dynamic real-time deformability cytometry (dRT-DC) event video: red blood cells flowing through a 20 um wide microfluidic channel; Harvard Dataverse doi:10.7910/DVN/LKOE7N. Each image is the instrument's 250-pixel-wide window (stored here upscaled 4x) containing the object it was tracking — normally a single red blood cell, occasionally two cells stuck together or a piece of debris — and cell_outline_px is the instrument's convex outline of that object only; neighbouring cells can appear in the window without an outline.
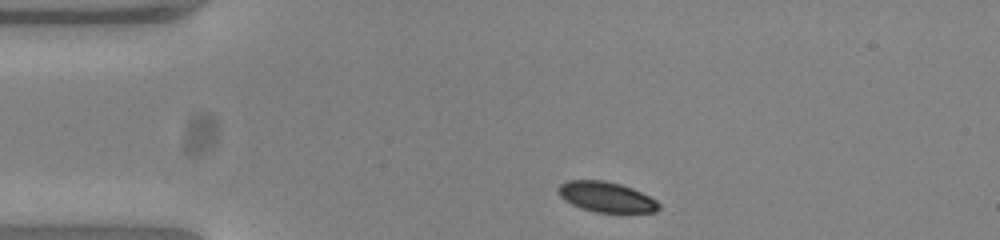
{"species": "common noctule bat (a hibernating species)", "species_latin": "Nyctalus noctula", "temperature_condition": "warm", "stored_images_in_passage": 35, "camera_frame_rate_fps": 3000, "um_per_image_px": 0.085, "animal": {"sex": "female", "body_mass_g": 23.0, "forearm_length_mm": 53.4}, "frame": {"image": 1, "passage_image": 1, "time_ms": 0.0, "image_size_px": [1000, 240], "cell_outline_px": [[660, 208], [656, 212], [596, 212], [572, 204], [564, 200], [556, 192], [556, 188], [560, 184], [568, 180], [604, 180], [620, 184], [632, 188], [656, 200], [660, 204]], "centroid_in_image_um": [51.51, 16.73], "position_along_channel_um": 33.5, "area_um2": 17.69}}
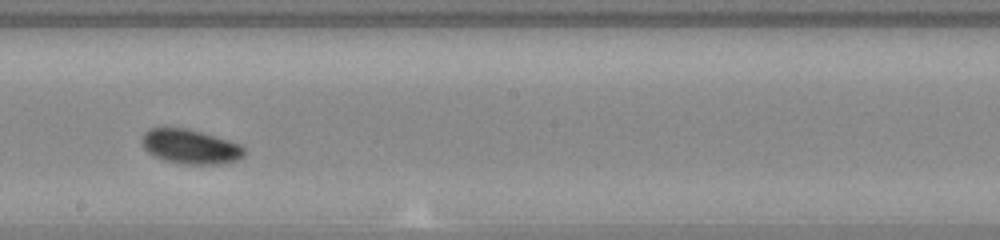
{"frame": {"image": 2, "passage_image": 20, "time_ms": 6.333, "image_size_px": [1000, 240], "cell_outline_px": [[244, 156], [236, 160], [220, 164], [184, 164], [164, 160], [152, 156], [144, 148], [140, 140], [140, 136], [148, 128], [184, 128], [200, 132], [228, 140], [240, 144], [244, 148]], "centroid_in_image_um": [16.12, 12.46], "position_along_channel_um": 232.1, "area_um2": 20.58}}
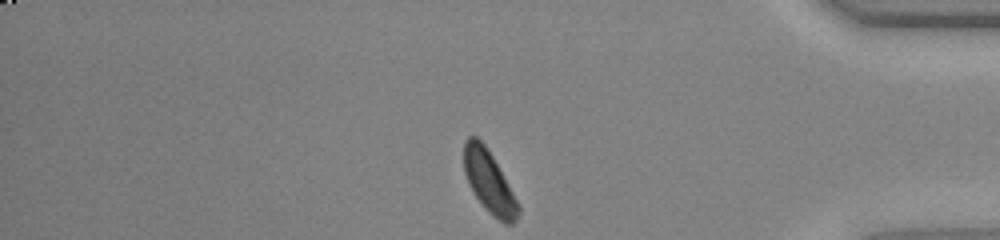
{"frame": {"image": 3, "passage_image": 35, "time_ms": 11.333, "image_size_px": [1000, 240], "cell_outline_px": [[520, 212], [516, 220], [512, 224], [504, 224], [492, 216], [488, 212], [476, 196], [468, 184], [464, 172], [464, 140], [468, 136], [476, 136], [484, 144], [492, 156], [512, 192], [520, 208]], "centroid_in_image_um": [41.55, 15.47], "position_along_channel_um": 393.6, "area_um2": 19.36}, "authors_computed_cell_mechanics": {"area_um2": 19.7098, "velocity_mm_per_s": 3.8372, "shape_relaxation_time_tau1_ms": 2.2209, "shape_relaxation_time_tau2_ms": null, "deformation_change_tau1": 0.111, "deformation_change_tau2": null}}